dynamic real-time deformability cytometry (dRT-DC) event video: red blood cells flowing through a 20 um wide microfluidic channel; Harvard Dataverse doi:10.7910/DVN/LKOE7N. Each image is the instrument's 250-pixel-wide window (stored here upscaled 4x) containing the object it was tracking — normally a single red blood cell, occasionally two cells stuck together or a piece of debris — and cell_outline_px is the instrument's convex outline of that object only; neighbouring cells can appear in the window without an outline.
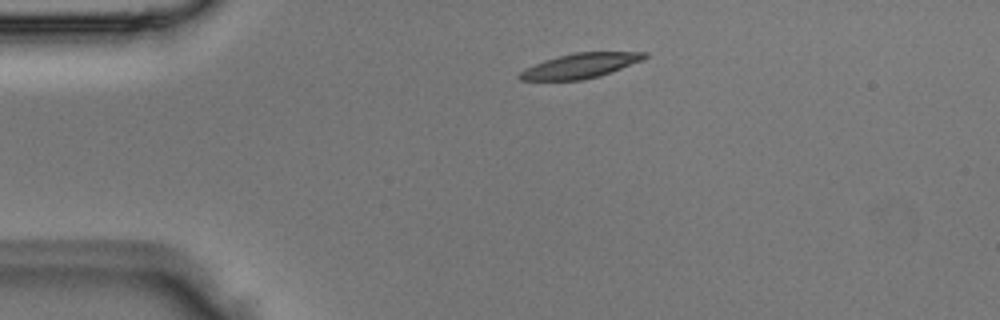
{"species": "Egyptian fruit bat (a non-hibernating species)", "species_latin": "Rousettus aegyptiacus", "temperature_condition": "room temperature", "stored_images_in_passage": 2, "camera_frame_rate_fps": 3000, "um_per_image_px": 0.085, "animal": {"sex": "male"}, "frame": {"image": 1, "passage_image": 1, "time_ms": 0.0, "image_size_px": [1000, 320], "cell_outline_px": [[648, 56], [644, 60], [600, 76], [584, 80], [520, 80], [516, 76], [524, 68], [544, 60], [576, 52], [648, 52]], "centroid_in_image_um": [49.34, 5.59], "position_along_channel_um": 35.7, "area_um2": 18.15}}